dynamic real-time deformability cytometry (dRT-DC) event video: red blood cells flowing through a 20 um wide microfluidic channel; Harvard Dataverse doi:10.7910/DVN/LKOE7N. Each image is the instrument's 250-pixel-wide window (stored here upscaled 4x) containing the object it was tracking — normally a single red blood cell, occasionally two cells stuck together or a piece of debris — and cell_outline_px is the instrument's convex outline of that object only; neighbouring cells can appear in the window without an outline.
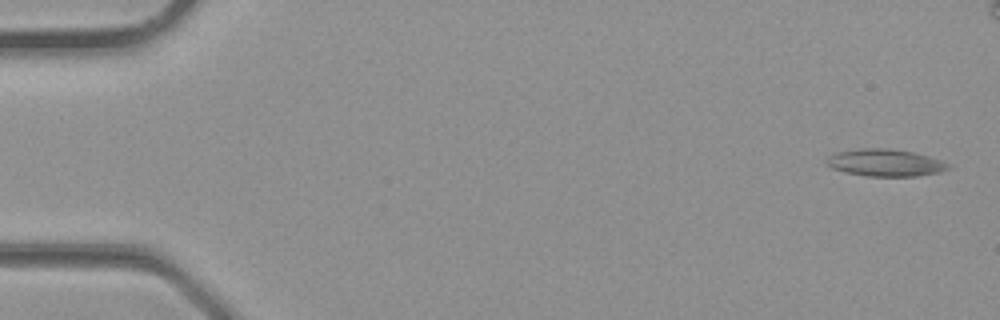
{"species": "common noctule bat (a hibernating species)", "species_latin": "Nyctalus noctula", "temperature_condition": "room temperature", "stored_images_in_passage": 35, "camera_frame_rate_fps": 3000, "um_per_image_px": 0.085, "animal": {"sex": "male", "body_mass_g": 23.1, "forearm_length_mm": 52.7}, "frame": {"image": 1, "passage_image": 1, "time_ms": 0.0, "image_size_px": [1000, 320], "cell_outline_px": [[952, 168], [940, 172], [916, 176], [864, 176], [844, 172], [832, 168], [824, 164], [828, 156], [836, 152], [860, 148], [888, 148], [912, 152], [928, 156], [952, 164]], "centroid_in_image_um": [75.23, 13.83], "position_along_channel_um": 9.8, "area_um2": 19.48}}
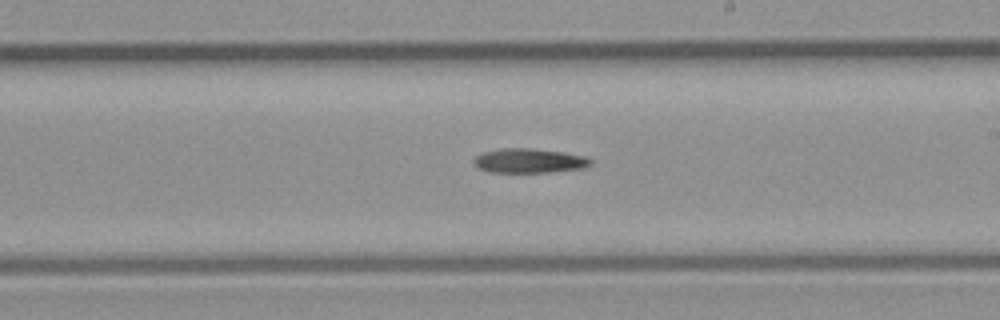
{"frame": {"image": 2, "passage_image": 20, "time_ms": 6.333, "image_size_px": [1000, 320], "cell_outline_px": [[592, 164], [584, 168], [548, 172], [488, 172], [476, 168], [472, 164], [472, 160], [476, 156], [484, 152], [500, 148], [528, 148], [564, 152], [588, 156], [592, 160]], "centroid_in_image_um": [44.96, 13.66], "position_along_channel_um": 244.0, "area_um2": 16.88}}
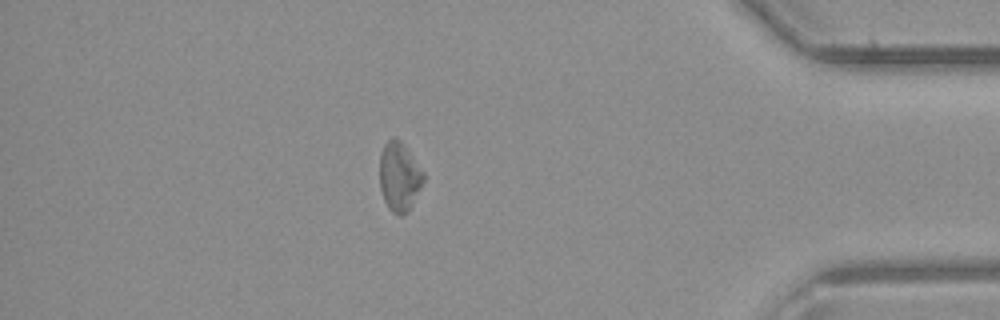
{"frame": {"image": 3, "passage_image": 30, "time_ms": 9.667, "image_size_px": [1000, 320], "cell_outline_px": [[424, 180], [408, 212], [400, 216], [392, 212], [388, 208], [384, 200], [380, 188], [380, 152], [384, 144], [392, 136], [400, 140], [404, 144], [424, 172]], "centroid_in_image_um": [33.93, 15.0], "position_along_channel_um": 401.3, "area_um2": 17.69}}